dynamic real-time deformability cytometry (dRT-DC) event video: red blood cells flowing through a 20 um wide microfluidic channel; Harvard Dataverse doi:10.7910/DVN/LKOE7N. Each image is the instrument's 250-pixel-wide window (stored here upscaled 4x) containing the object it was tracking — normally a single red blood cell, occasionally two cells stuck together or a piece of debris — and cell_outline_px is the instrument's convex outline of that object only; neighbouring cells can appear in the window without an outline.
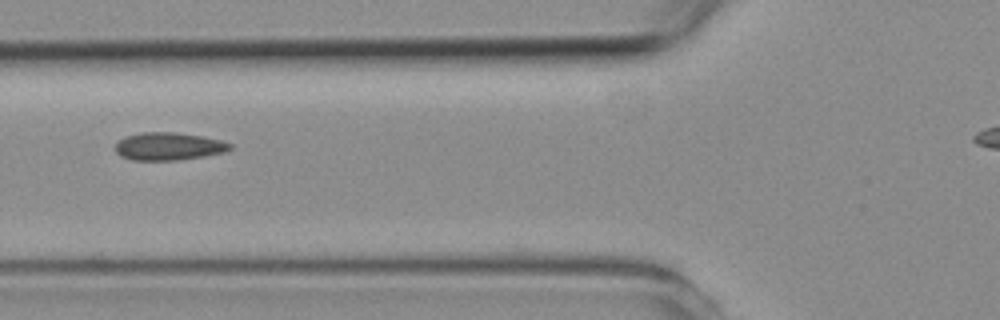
{"species": "common noctule bat (a hibernating species)", "species_latin": "Nyctalus noctula", "temperature_condition": "room temperature", "stored_images_in_passage": 2, "camera_frame_rate_fps": 3000, "um_per_image_px": 0.085, "animal": {"sex": "female", "body_mass_g": 19.3, "forearm_length_mm": 54.1}, "frame": {"image": 1, "passage_image": 2, "time_ms": 1.0, "image_size_px": [1000, 320], "cell_outline_px": [[232, 148], [224, 152], [204, 156], [176, 160], [132, 160], [120, 156], [116, 152], [116, 144], [120, 140], [128, 136], [144, 132], [172, 132], [200, 136], [220, 140], [232, 144]], "centroid_in_image_um": [14.33, 12.45], "position_along_channel_um": 111.5, "area_um2": 18.26}}